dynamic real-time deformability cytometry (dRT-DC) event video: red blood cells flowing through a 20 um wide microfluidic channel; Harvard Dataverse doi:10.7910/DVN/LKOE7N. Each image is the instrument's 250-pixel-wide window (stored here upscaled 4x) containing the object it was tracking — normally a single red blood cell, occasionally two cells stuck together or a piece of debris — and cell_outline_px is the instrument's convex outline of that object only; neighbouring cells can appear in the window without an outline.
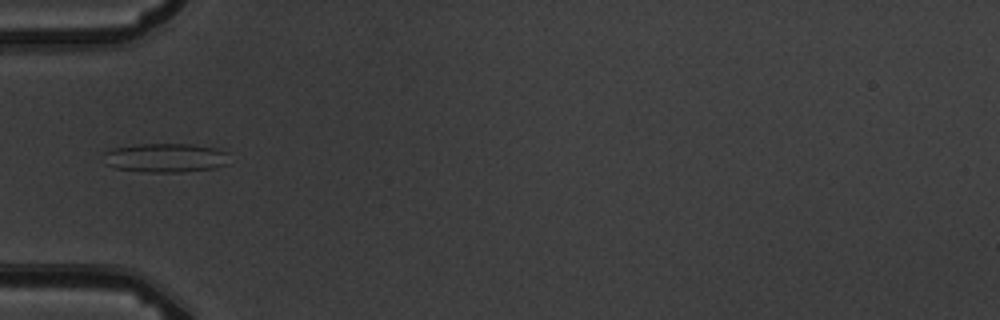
{"species": "common noctule bat (a hibernating species)", "species_latin": "Nyctalus noctula", "temperature_condition": "warm", "stored_images_in_passage": 3, "camera_frame_rate_fps": 3000, "um_per_image_px": 0.085, "animal": {"sex": "male", "body_mass_g": 19.5, "forearm_length_mm": 54.6}, "frame": {"image": 1, "passage_image": 3, "time_ms": 2.333, "image_size_px": [1000, 320], "cell_outline_px": [[228, 164], [216, 168], [180, 172], [148, 172], [116, 168], [104, 164], [100, 156], [104, 152], [112, 148], [136, 144], [192, 144], [216, 148], [228, 152]], "centroid_in_image_um": [14.03, 13.41], "position_along_channel_um": 71.0, "area_um2": 21.68}}